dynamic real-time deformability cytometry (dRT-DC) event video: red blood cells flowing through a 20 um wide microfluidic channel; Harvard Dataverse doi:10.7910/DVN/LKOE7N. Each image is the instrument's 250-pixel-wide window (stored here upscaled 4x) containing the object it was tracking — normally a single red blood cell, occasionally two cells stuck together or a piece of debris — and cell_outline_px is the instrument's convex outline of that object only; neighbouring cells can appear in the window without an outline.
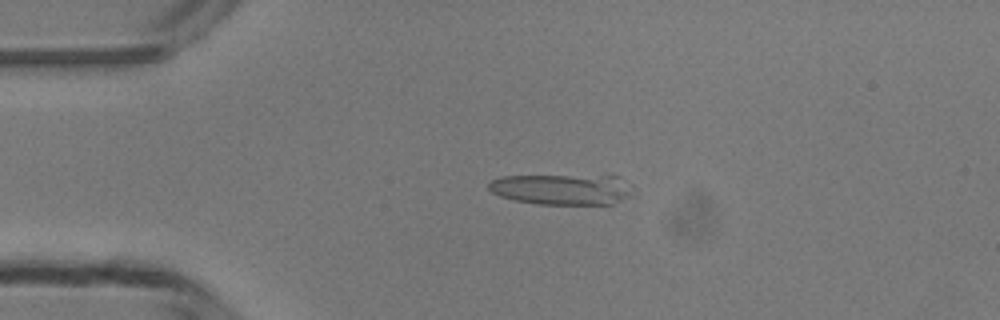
{"species": "common noctule bat (a hibernating species)", "species_latin": "Nyctalus noctula", "temperature_condition": "room temperature", "stored_images_in_passage": 49, "camera_frame_rate_fps": 3000, "um_per_image_px": 0.085, "animal": {"sex": "male", "body_mass_g": 13.3}, "frame": {"image": 1, "passage_image": 11, "time_ms": 3.333, "image_size_px": [1000, 320], "cell_outline_px": [[624, 196], [620, 200], [612, 204], [536, 204], [516, 200], [500, 196], [492, 192], [488, 188], [488, 184], [492, 180], [500, 176], [620, 176], [624, 192]], "centroid_in_image_um": [47.57, 16.09], "position_along_channel_um": 37.4, "area_um2": 24.74}}